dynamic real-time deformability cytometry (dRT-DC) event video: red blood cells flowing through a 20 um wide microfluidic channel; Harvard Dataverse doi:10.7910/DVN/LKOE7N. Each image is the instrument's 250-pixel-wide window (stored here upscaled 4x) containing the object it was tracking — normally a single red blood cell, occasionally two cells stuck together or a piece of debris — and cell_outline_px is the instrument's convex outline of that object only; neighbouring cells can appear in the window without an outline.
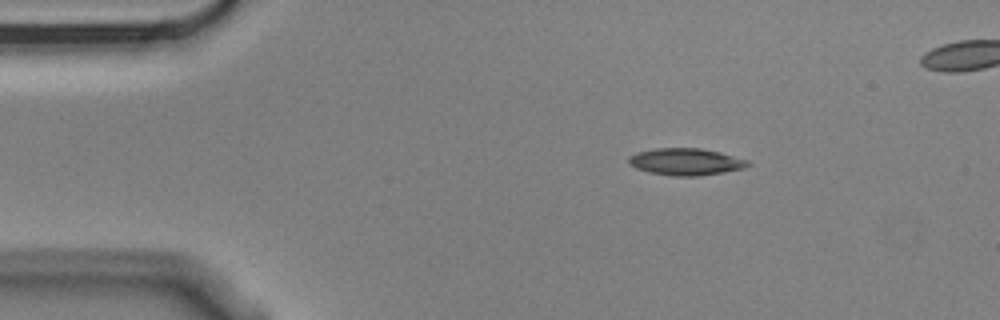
{"species": "Egyptian fruit bat (a non-hibernating species)", "species_latin": "Rousettus aegyptiacus", "temperature_condition": "cold", "stored_images_in_passage": 4, "camera_frame_rate_fps": 3000, "um_per_image_px": 0.085, "animal": {"sex": "male"}, "frame": {"image": 1, "passage_image": 1, "time_ms": 0.0, "image_size_px": [1000, 320], "cell_outline_px": [[752, 164], [744, 168], [700, 176], [676, 176], [648, 172], [636, 168], [628, 164], [628, 156], [636, 152], [656, 148], [700, 148], [720, 152], [748, 160]], "centroid_in_image_um": [58.27, 13.74], "position_along_channel_um": 26.7, "area_um2": 18.79}}